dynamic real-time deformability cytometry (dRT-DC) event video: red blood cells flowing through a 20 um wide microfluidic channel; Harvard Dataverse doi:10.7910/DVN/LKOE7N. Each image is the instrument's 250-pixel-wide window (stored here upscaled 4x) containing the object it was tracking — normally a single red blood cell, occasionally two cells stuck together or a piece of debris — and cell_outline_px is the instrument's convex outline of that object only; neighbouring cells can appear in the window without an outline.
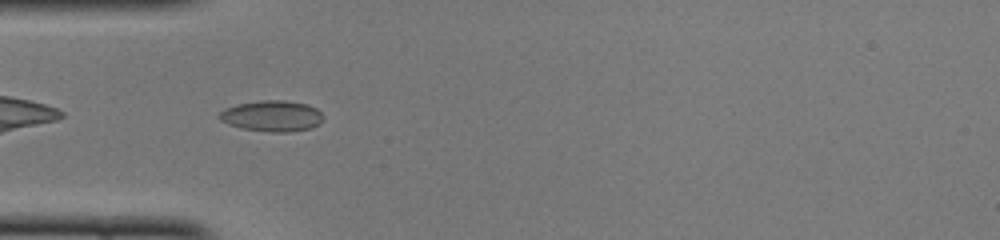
{"species": "common noctule bat (a hibernating species)", "species_latin": "Nyctalus noctula", "temperature_condition": "cold", "stored_images_in_passage": 37, "camera_frame_rate_fps": 3000, "um_per_image_px": 0.085, "animal": {"sex": "female", "body_mass_g": 22.0, "forearm_length_mm": 56.7}, "frame": {"image": 1, "passage_image": 2, "time_ms": 0.333, "image_size_px": [1000, 240], "cell_outline_px": [[324, 116], [320, 124], [312, 128], [288, 132], [272, 132], [240, 128], [228, 124], [220, 120], [216, 116], [224, 108], [236, 104], [260, 100], [284, 100], [308, 104], [316, 108]], "centroid_in_image_um": [23.11, 9.85], "position_along_channel_um": 61.9, "area_um2": 19.02}}
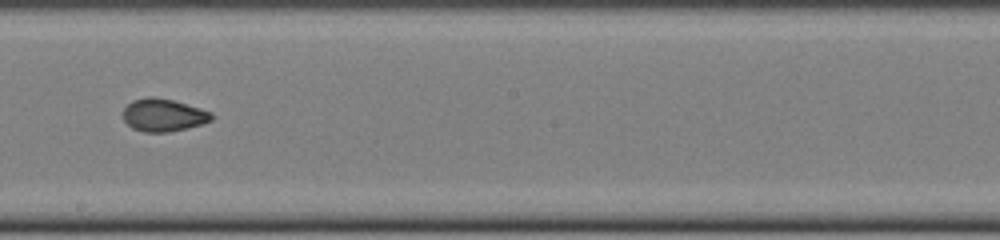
{"frame": {"image": 2, "passage_image": 15, "time_ms": 4.667, "image_size_px": [1000, 240], "cell_outline_px": [[212, 120], [200, 124], [168, 132], [144, 132], [132, 128], [124, 120], [124, 108], [132, 100], [148, 96], [156, 96], [172, 100], [200, 108], [212, 112]], "centroid_in_image_um": [13.86, 9.77], "position_along_channel_um": 234.3, "area_um2": 16.7}}
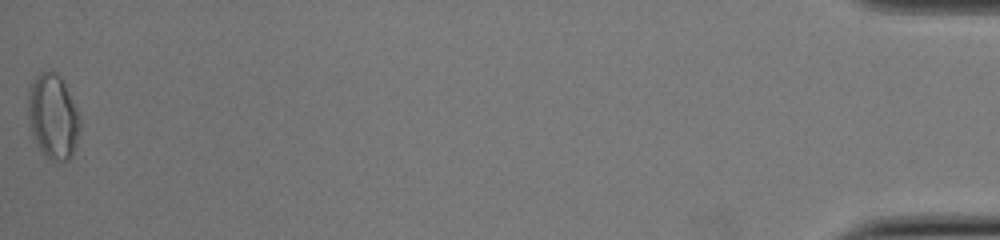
{"frame": {"image": 3, "passage_image": 37, "time_ms": 12.0, "image_size_px": [1000, 240], "cell_outline_px": [[80, 128], [76, 144], [68, 160], [60, 164], [56, 164], [40, 148], [36, 140], [28, 116], [28, 96], [32, 84], [36, 76], [40, 72], [56, 72], [60, 76], [80, 116]], "centroid_in_image_um": [4.53, 9.92], "position_along_channel_um": 430.7, "area_um2": 25.03}, "authors_computed_cell_mechanics": {"area_um2": 16.8198, "velocity_mm_per_s": 4.0108, "shape_relaxation_time_tau1_ms": 8.8357, "shape_relaxation_time_tau2_ms": 1.3832, "deformation_change_tau1": 0.2019, "deformation_change_tau2": 0.0464}}